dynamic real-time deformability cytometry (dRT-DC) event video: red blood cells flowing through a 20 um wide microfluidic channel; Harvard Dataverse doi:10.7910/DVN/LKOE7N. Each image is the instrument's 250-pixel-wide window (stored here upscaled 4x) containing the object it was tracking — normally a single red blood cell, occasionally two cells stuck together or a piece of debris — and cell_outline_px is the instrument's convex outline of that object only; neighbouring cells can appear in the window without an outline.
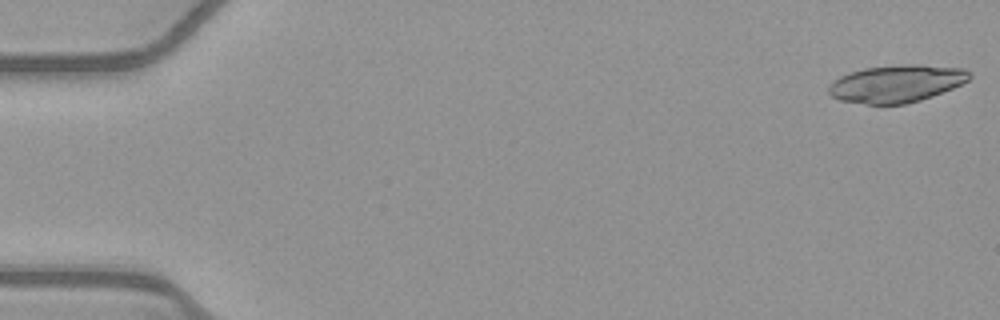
{"species": "common noctule bat (a hibernating species)", "species_latin": "Nyctalus noctula", "temperature_condition": "warm", "stored_images_in_passage": 52, "camera_frame_rate_fps": 3000, "um_per_image_px": 0.085, "animal": {"sex": "female", "body_mass_g": 21.9}, "frame": {"image": 1, "passage_image": 1, "time_ms": 0.0, "image_size_px": [1000, 320], "cell_outline_px": [[972, 76], [968, 80], [952, 88], [932, 96], [920, 100], [904, 104], [868, 104], [840, 100], [832, 96], [828, 92], [828, 84], [832, 80], [840, 76], [864, 68], [904, 64], [920, 64], [964, 68], [972, 72]], "centroid_in_image_um": [76.21, 7.09], "position_along_channel_um": 8.8, "area_um2": 30.75}}